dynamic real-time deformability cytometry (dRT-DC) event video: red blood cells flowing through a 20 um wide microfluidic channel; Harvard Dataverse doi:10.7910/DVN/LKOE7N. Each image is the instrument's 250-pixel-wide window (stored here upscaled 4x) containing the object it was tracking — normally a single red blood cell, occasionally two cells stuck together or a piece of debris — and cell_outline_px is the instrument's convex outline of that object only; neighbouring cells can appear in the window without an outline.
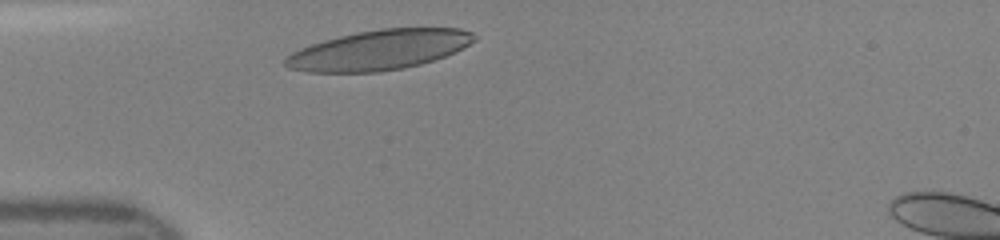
{"species": "human", "species_latin": "Homo sapiens", "temperature_condition": "room temperature", "stored_images_in_passage": 34, "camera_frame_rate_fps": 3000, "um_per_image_px": 0.085, "donor": {"sex": "female"}, "frame": {"image": 1, "passage_image": 1, "time_ms": 0.0, "image_size_px": [1000, 240], "cell_outline_px": [[476, 40], [444, 56], [420, 64], [404, 68], [380, 72], [308, 72], [288, 68], [284, 64], [284, 60], [292, 52], [300, 48], [324, 40], [356, 32], [380, 28], [460, 28], [472, 32], [476, 36]], "centroid_in_image_um": [32.2, 4.24], "position_along_channel_um": 52.8, "area_um2": 43.7}}
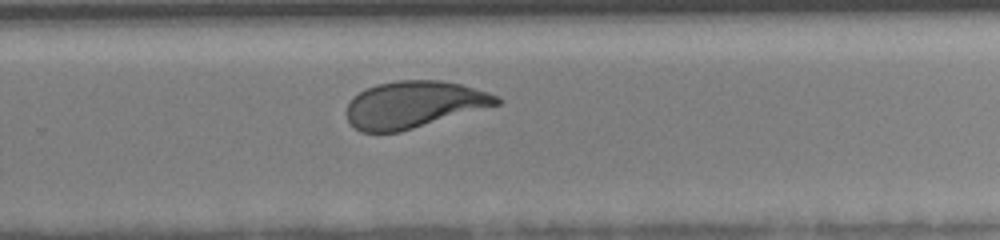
{"frame": {"image": 2, "passage_image": 19, "time_ms": 6.0, "image_size_px": [1000, 240], "cell_outline_px": [[500, 104], [400, 132], [360, 132], [348, 120], [348, 104], [352, 96], [376, 84], [396, 80], [440, 80], [460, 84], [488, 92], [496, 96], [500, 100]], "centroid_in_image_um": [35.17, 8.88], "position_along_channel_um": 294.6, "area_um2": 40.63}}
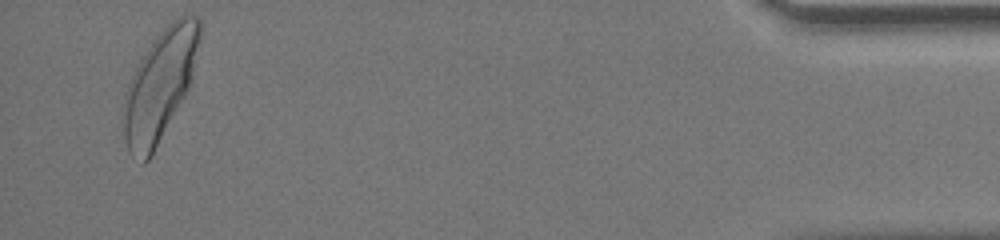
{"frame": {"image": 3, "passage_image": 33, "time_ms": 10.667, "image_size_px": [1000, 240], "cell_outline_px": [[200, 40], [188, 88], [184, 96], [152, 156], [144, 164], [140, 164], [128, 152], [124, 136], [124, 96], [128, 84], [144, 52], [156, 36], [172, 20], [180, 16], [200, 16]], "centroid_in_image_um": [13.57, 7.28], "position_along_channel_um": 421.6, "area_um2": 48.32}}